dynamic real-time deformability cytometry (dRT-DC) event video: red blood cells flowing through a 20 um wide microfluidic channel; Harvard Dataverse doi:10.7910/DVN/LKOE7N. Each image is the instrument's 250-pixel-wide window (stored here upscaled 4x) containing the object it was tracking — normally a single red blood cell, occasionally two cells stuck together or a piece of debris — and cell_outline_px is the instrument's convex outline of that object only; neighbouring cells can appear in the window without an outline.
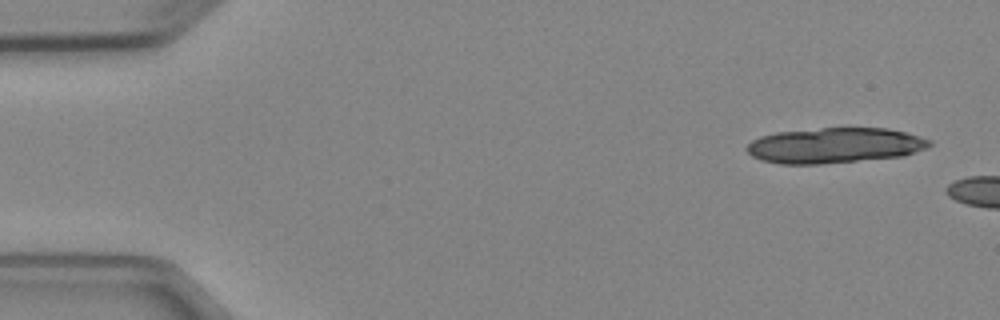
{"species": "Egyptian fruit bat (a non-hibernating species)", "species_latin": "Rousettus aegyptiacus", "temperature_condition": "cold", "stored_images_in_passage": 3, "camera_frame_rate_fps": 3000, "um_per_image_px": 0.085, "animal": {"sex": "female"}, "frame": {"image": 1, "passage_image": 1, "time_ms": 0.0, "image_size_px": [1000, 320], "cell_outline_px": [[932, 144], [928, 148], [904, 156], [820, 164], [780, 164], [760, 160], [752, 156], [744, 148], [752, 140], [760, 136], [776, 132], [820, 128], [888, 128], [920, 136], [932, 140]], "centroid_in_image_um": [70.95, 12.36], "position_along_channel_um": 14.1, "area_um2": 37.92}}